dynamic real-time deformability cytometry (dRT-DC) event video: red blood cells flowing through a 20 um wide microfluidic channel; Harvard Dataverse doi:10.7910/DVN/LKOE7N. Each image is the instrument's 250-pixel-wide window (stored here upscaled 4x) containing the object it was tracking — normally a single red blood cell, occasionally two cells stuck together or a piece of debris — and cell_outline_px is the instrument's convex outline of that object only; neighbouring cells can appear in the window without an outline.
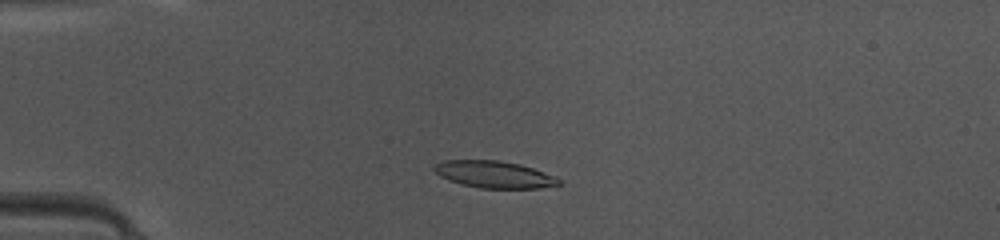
{"species": "common noctule bat (a hibernating species)", "species_latin": "Nyctalus noctula", "temperature_condition": "warm", "stored_images_in_passage": 35, "camera_frame_rate_fps": 3000, "um_per_image_px": 0.085, "animal": {"sex": "female", "body_mass_g": 10.0, "forearm_length_mm": 53.1}, "frame": {"image": 1, "passage_image": 5, "time_ms": 1.333, "image_size_px": [1000, 240], "cell_outline_px": [[560, 184], [540, 188], [480, 188], [460, 184], [448, 180], [440, 176], [432, 168], [440, 160], [500, 160], [520, 164], [556, 176], [560, 180]], "centroid_in_image_um": [41.98, 14.82], "position_along_channel_um": 43.0, "area_um2": 19.65}}
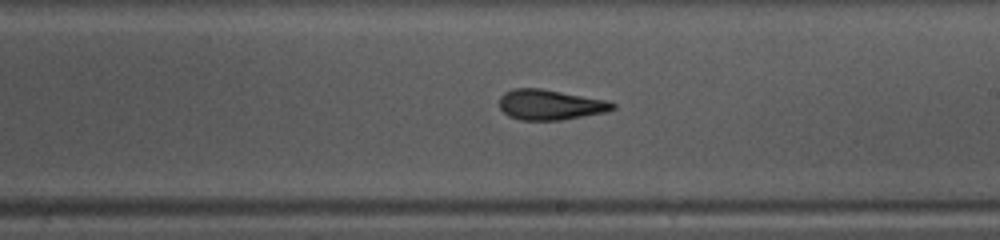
{"frame": {"image": 2, "passage_image": 21, "time_ms": 6.667, "image_size_px": [1000, 240], "cell_outline_px": [[616, 108], [608, 112], [560, 120], [520, 120], [508, 116], [500, 108], [500, 96], [504, 92], [512, 88], [540, 88], [608, 100], [616, 104]], "centroid_in_image_um": [46.78, 8.9], "position_along_channel_um": 242.2, "area_um2": 20.17}}
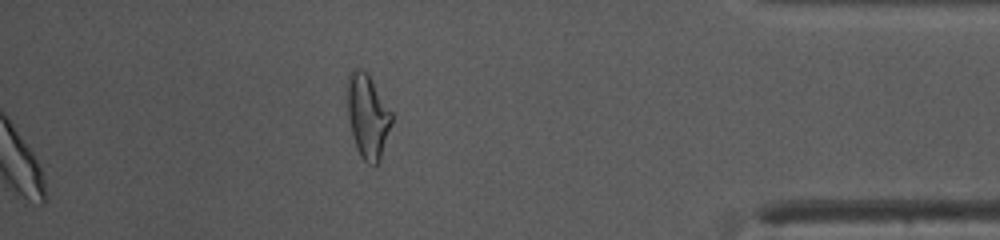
{"frame": {"image": 3, "passage_image": 35, "time_ms": 11.333, "image_size_px": [1000, 240], "cell_outline_px": [[392, 124], [380, 160], [376, 164], [368, 164], [360, 156], [352, 136], [348, 116], [344, 88], [348, 76], [352, 68], [360, 68], [368, 72], [392, 112]], "centroid_in_image_um": [31.22, 9.81], "position_along_channel_um": 404.0, "area_um2": 22.37}, "authors_computed_cell_mechanics": {"area_um2": 19.8254, "velocity_mm_per_s": 4.1889, "shape_relaxation_time_tau1_ms": 4.8242, "shape_relaxation_time_tau2_ms": 2.1165, "deformation_change_tau1": 0.2076, "deformation_change_tau2": 0.1154}}